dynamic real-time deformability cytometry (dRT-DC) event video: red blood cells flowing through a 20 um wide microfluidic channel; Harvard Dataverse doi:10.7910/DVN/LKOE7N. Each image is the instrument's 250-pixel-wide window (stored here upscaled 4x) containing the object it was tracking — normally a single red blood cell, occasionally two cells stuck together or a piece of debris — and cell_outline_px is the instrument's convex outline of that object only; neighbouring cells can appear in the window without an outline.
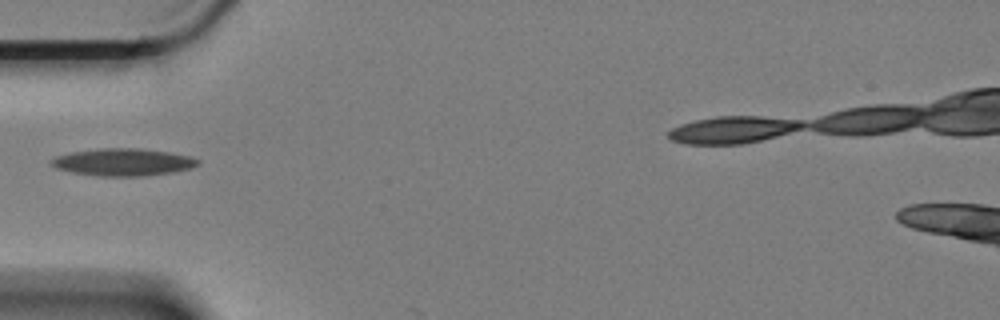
{"species": "Egyptian fruit bat (a non-hibernating species)", "species_latin": "Rousettus aegyptiacus", "temperature_condition": "cold", "stored_images_in_passage": 1, "camera_frame_rate_fps": 3000, "um_per_image_px": 0.085, "animal": {"sex": "female"}, "frame": {"image": 1, "passage_image": 1, "time_ms": 0.0, "image_size_px": [1000, 320], "cell_outline_px": [[200, 164], [192, 168], [172, 172], [140, 176], [100, 176], [72, 172], [56, 168], [52, 164], [52, 160], [56, 156], [72, 152], [100, 148], [140, 148], [168, 152], [192, 156], [200, 160]], "centroid_in_image_um": [10.52, 13.77], "position_along_channel_um": 74.5, "area_um2": 23.24}}